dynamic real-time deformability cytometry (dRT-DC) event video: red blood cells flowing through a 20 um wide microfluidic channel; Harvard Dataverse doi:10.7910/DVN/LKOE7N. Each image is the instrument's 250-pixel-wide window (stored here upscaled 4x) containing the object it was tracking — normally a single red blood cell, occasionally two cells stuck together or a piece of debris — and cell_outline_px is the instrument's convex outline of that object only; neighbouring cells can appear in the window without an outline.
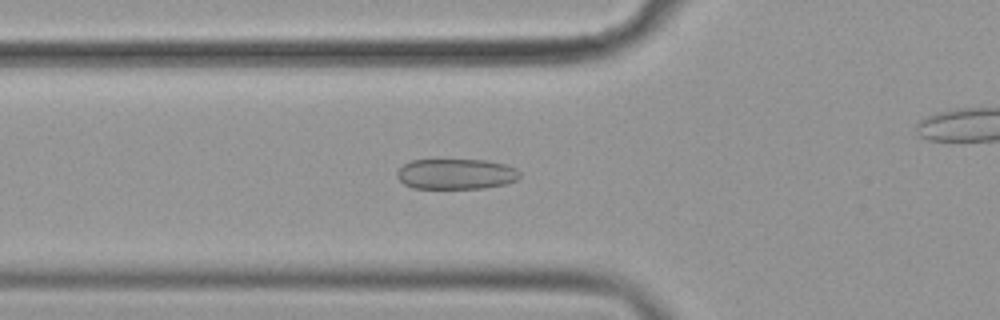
{"species": "common noctule bat (a hibernating species)", "species_latin": "Nyctalus noctula", "temperature_condition": "cold", "stored_images_in_passage": 47, "camera_frame_rate_fps": 3000, "um_per_image_px": 0.085, "animal": {"sex": "female", "body_mass_g": 19.9}, "frame": {"image": 1, "passage_image": 18, "time_ms": 5.667, "image_size_px": [1000, 320], "cell_outline_px": [[520, 176], [516, 180], [508, 184], [484, 188], [412, 188], [404, 184], [396, 176], [396, 172], [404, 164], [412, 160], [436, 156], [488, 160], [504, 164], [516, 168], [520, 172]], "centroid_in_image_um": [38.73, 14.73], "position_along_channel_um": 87.1, "area_um2": 23.0}}
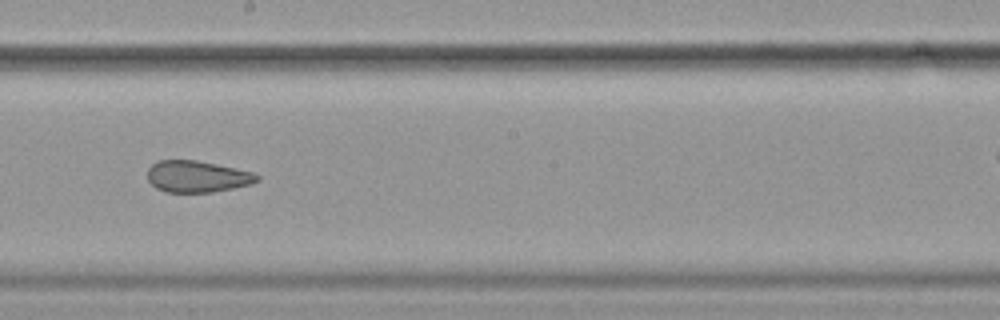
{"frame": {"image": 2, "passage_image": 30, "time_ms": 9.667, "image_size_px": [1000, 320], "cell_outline_px": [[260, 180], [252, 184], [212, 192], [164, 192], [156, 188], [148, 180], [148, 168], [152, 164], [160, 160], [196, 160], [216, 164], [252, 172], [260, 176]], "centroid_in_image_um": [16.76, 15.01], "position_along_channel_um": 231.4, "area_um2": 20.11}}
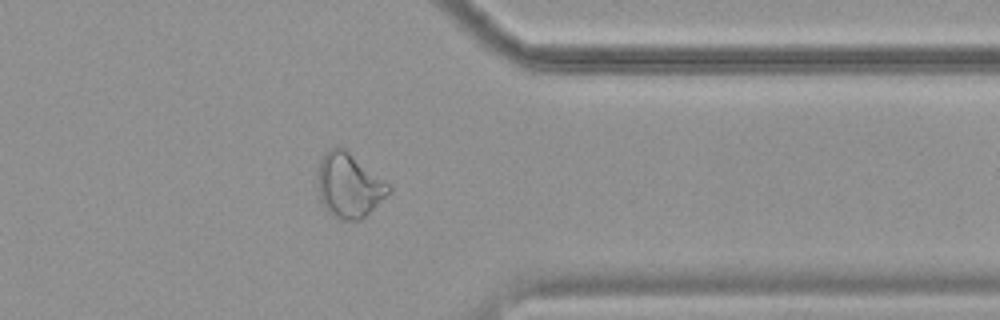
{"frame": {"image": 3, "passage_image": 43, "time_ms": 14.0, "image_size_px": [1000, 320], "cell_outline_px": [[392, 192], [360, 220], [340, 220], [332, 216], [324, 208], [320, 200], [316, 180], [316, 176], [320, 160], [324, 152], [328, 148], [336, 144], [340, 144], [388, 184], [392, 188]], "centroid_in_image_um": [29.61, 15.74], "position_along_channel_um": 381.8, "area_um2": 27.11}}